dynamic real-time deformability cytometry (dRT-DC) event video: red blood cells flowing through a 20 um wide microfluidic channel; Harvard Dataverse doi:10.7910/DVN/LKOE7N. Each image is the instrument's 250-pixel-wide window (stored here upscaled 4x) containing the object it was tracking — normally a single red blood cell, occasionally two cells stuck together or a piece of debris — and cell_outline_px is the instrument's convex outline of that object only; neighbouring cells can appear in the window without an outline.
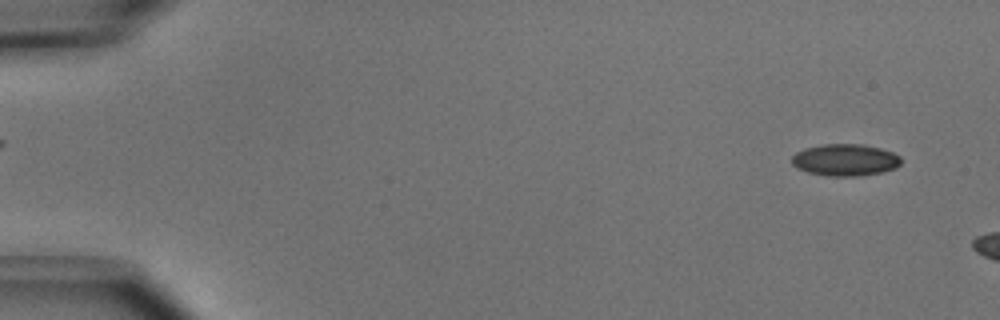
{"species": "common noctule bat (a hibernating species)", "species_latin": "Nyctalus noctula", "temperature_condition": "cold", "stored_images_in_passage": 8, "camera_frame_rate_fps": 3000, "um_per_image_px": 0.085, "animal": {"sex": "male", "body_mass_g": 15.6}, "frame": {"image": 1, "passage_image": 3, "time_ms": 0.667, "image_size_px": [1000, 320], "cell_outline_px": [[900, 164], [896, 168], [880, 172], [860, 176], [828, 176], [808, 172], [796, 168], [792, 164], [792, 156], [796, 152], [804, 148], [820, 144], [864, 144], [880, 148], [892, 152], [900, 156]], "centroid_in_image_um": [71.82, 13.59], "position_along_channel_um": 13.2, "area_um2": 20.4}}